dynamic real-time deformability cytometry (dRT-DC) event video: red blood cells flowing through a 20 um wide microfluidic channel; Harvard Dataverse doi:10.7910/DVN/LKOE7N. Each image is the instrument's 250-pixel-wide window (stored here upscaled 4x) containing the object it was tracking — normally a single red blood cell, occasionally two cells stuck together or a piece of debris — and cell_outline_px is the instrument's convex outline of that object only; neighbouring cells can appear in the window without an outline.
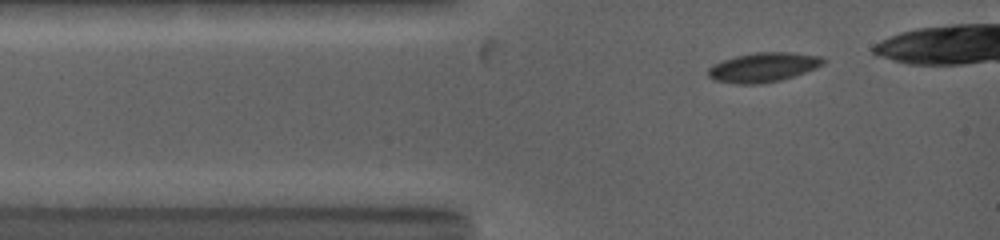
{"species": "common noctule bat (a hibernating species)", "species_latin": "Nyctalus noctula", "temperature_condition": "warm", "stored_images_in_passage": 6, "camera_frame_rate_fps": 5000, "um_per_image_px": 0.085, "animal": {"sex": "female", "body_mass_g": 19.0, "forearm_length_mm": 53.3}, "frame": {"image": 1, "passage_image": 1, "time_ms": 0.0, "image_size_px": [1000, 240], "cell_outline_px": [[828, 60], [824, 64], [816, 68], [780, 80], [760, 84], [736, 84], [712, 80], [708, 76], [708, 68], [712, 64], [736, 56], [756, 52], [792, 52], [824, 56]], "centroid_in_image_um": [64.9, 5.71], "position_along_channel_um": 20.1, "area_um2": 19.94}}
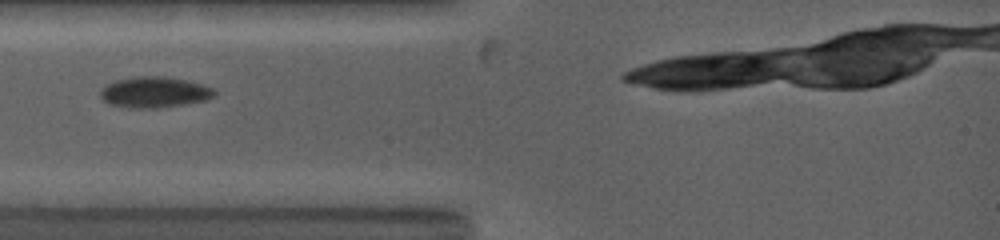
{"frame": {"image": 2, "passage_image": 4, "time_ms": 1.8, "image_size_px": [1000, 240], "cell_outline_px": [[216, 96], [208, 100], [184, 104], [156, 108], [132, 108], [108, 104], [100, 96], [100, 88], [116, 80], [140, 76], [164, 76], [184, 80], [200, 84], [212, 88], [216, 92]], "centroid_in_image_um": [13.12, 7.84], "position_along_channel_um": 71.9, "area_um2": 20.46}}